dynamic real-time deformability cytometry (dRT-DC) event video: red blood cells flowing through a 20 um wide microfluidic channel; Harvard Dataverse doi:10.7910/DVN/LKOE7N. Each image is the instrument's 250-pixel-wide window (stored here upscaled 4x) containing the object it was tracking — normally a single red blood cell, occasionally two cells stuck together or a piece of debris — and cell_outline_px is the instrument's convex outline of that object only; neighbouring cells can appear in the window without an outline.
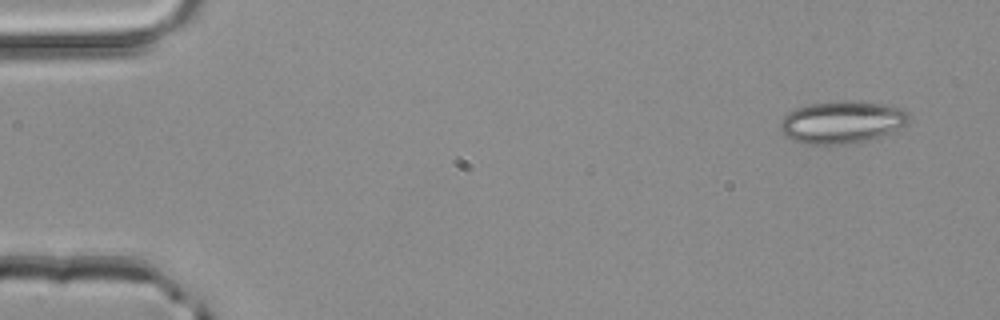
{"species": "common noctule bat (a hibernating species)", "species_latin": "Nyctalus noctula", "temperature_condition": "room temperature", "stored_images_in_passage": 4, "camera_frame_rate_fps": 3000, "um_per_image_px": 0.085, "animal": {"sex": "male", "body_mass_g": 20.4}, "frame": {"image": 1, "passage_image": 1, "time_ms": 0.0, "image_size_px": [1000, 320], "cell_outline_px": [[912, 120], [908, 124], [872, 140], [852, 144], [820, 148], [804, 144], [792, 140], [784, 136], [780, 128], [780, 120], [788, 112], [796, 108], [812, 104], [884, 104], [900, 108], [908, 112], [912, 116]], "centroid_in_image_um": [71.54, 10.49], "position_along_channel_um": 13.5, "area_um2": 31.79}}